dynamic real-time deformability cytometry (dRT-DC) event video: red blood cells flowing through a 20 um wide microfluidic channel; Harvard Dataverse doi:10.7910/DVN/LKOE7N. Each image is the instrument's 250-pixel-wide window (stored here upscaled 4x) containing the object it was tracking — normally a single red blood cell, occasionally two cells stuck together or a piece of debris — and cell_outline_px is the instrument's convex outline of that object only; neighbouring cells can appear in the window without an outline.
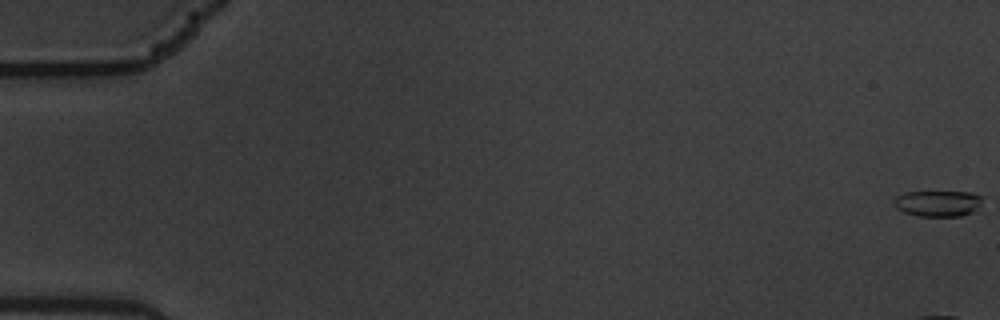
{"species": "common noctule bat (a hibernating species)", "species_latin": "Nyctalus noctula", "temperature_condition": "warm", "stored_images_in_passage": 6, "camera_frame_rate_fps": 3000, "um_per_image_px": 0.085, "animal": {"sex": "male", "body_mass_g": 19.5, "forearm_length_mm": 54.6}, "frame": {"image": 1, "passage_image": 1, "time_ms": 0.0, "image_size_px": [1000, 320], "cell_outline_px": [[980, 200], [972, 212], [960, 216], [916, 216], [904, 212], [896, 208], [892, 204], [892, 200], [896, 196], [904, 192], [972, 192], [980, 196]], "centroid_in_image_um": [79.61, 17.29], "position_along_channel_um": 5.4, "area_um2": 13.29}}